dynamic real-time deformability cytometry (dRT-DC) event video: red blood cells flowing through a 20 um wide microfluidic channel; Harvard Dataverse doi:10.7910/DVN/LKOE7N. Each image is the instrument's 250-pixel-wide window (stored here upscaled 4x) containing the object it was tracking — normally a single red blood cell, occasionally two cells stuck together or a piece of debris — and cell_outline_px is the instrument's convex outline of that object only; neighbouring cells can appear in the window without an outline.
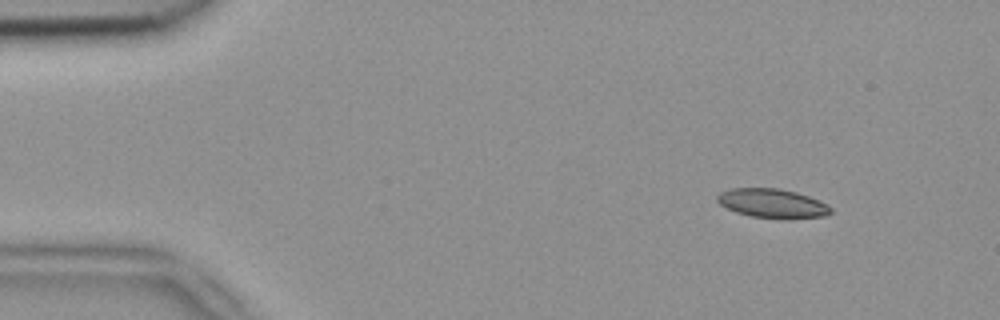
{"species": "common noctule bat (a hibernating species)", "species_latin": "Nyctalus noctula", "temperature_condition": "room temperature", "stored_images_in_passage": 4, "camera_frame_rate_fps": 3000, "um_per_image_px": 0.085, "animal": {"sex": "female", "body_mass_g": 18.4}, "frame": {"image": 1, "passage_image": 1, "time_ms": 0.0, "image_size_px": [1000, 320], "cell_outline_px": [[832, 212], [824, 216], [788, 220], [752, 216], [736, 212], [720, 204], [716, 200], [716, 196], [720, 192], [732, 188], [780, 188], [796, 192], [820, 200], [828, 204], [832, 208]], "centroid_in_image_um": [65.69, 17.29], "position_along_channel_um": 19.3, "area_um2": 19.54}}